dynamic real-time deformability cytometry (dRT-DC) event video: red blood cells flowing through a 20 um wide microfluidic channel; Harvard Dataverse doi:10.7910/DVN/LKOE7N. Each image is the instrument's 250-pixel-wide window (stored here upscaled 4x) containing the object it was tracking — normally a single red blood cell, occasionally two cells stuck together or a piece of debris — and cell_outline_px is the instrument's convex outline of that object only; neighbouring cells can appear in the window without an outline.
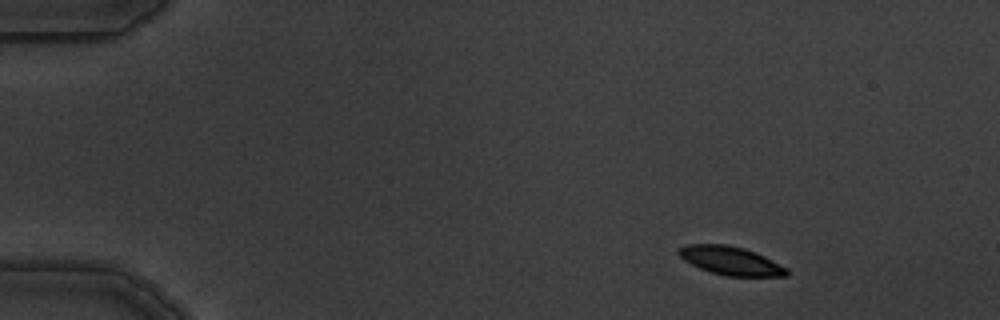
{"species": "common noctule bat (a hibernating species)", "species_latin": "Nyctalus noctula", "temperature_condition": "warm", "stored_images_in_passage": 6, "camera_frame_rate_fps": 3000, "um_per_image_px": 0.085, "animal": {"sex": "male", "body_mass_g": 19.5, "forearm_length_mm": 54.6}, "frame": {"image": 1, "passage_image": 1, "time_ms": 0.0, "image_size_px": [1000, 320], "cell_outline_px": [[788, 276], [728, 276], [712, 272], [700, 268], [684, 260], [676, 252], [676, 248], [688, 244], [728, 244], [744, 248], [756, 252], [788, 268]], "centroid_in_image_um": [62.1, 22.14], "position_along_channel_um": 22.9, "area_um2": 17.98}}
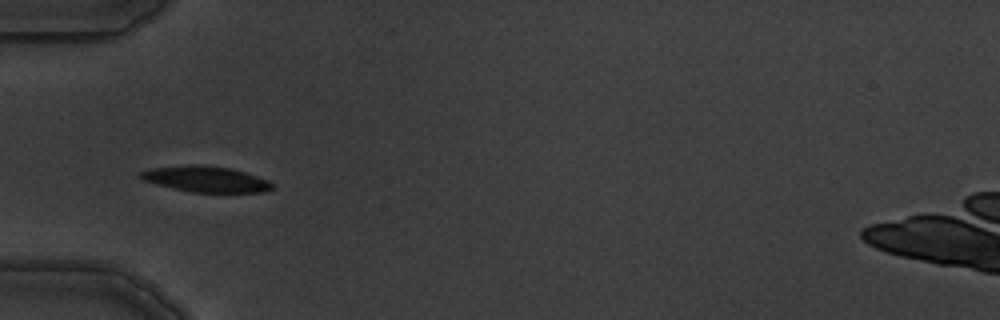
{"frame": {"image": 2, "passage_image": 4, "time_ms": 3.667, "image_size_px": [1000, 320], "cell_outline_px": [[272, 188], [264, 192], [192, 192], [172, 188], [156, 184], [144, 180], [136, 176], [140, 172], [152, 168], [188, 164], [200, 164], [232, 168], [268, 180], [272, 184]], "centroid_in_image_um": [17.45, 15.21], "position_along_channel_um": 67.5, "area_um2": 19.83}}
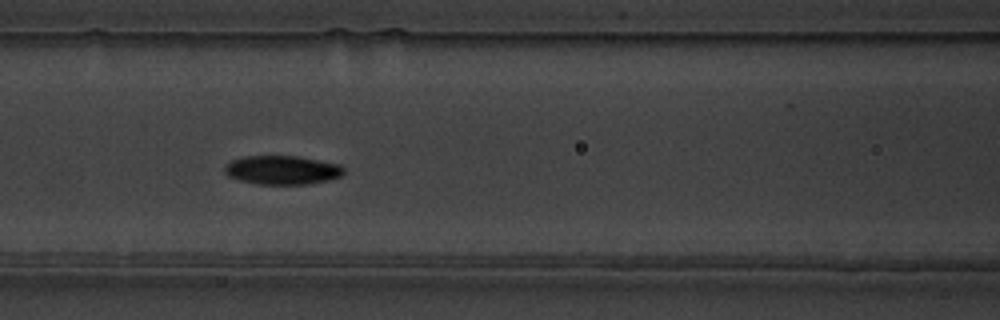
{"frame": {"image": 3, "passage_image": 6, "time_ms": 5.667, "image_size_px": [1000, 320], "cell_outline_px": [[344, 172], [340, 176], [328, 180], [308, 184], [256, 184], [240, 180], [228, 176], [224, 172], [224, 168], [232, 160], [244, 156], [296, 156], [340, 164], [344, 168]], "centroid_in_image_um": [23.98, 14.45], "position_along_channel_um": 142.6, "area_um2": 19.94}}